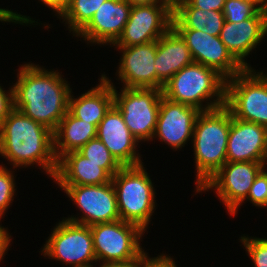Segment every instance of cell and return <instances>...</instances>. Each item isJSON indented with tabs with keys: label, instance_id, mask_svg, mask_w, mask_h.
Returning <instances> with one entry per match:
<instances>
[{
	"label": "cell",
	"instance_id": "1",
	"mask_svg": "<svg viewBox=\"0 0 267 267\" xmlns=\"http://www.w3.org/2000/svg\"><path fill=\"white\" fill-rule=\"evenodd\" d=\"M12 86L14 108L32 120L55 131L68 112L71 88L59 72L25 64Z\"/></svg>",
	"mask_w": 267,
	"mask_h": 267
},
{
	"label": "cell",
	"instance_id": "2",
	"mask_svg": "<svg viewBox=\"0 0 267 267\" xmlns=\"http://www.w3.org/2000/svg\"><path fill=\"white\" fill-rule=\"evenodd\" d=\"M0 155L13 167L38 164L51 178L57 170L53 132L14 109L0 127Z\"/></svg>",
	"mask_w": 267,
	"mask_h": 267
},
{
	"label": "cell",
	"instance_id": "3",
	"mask_svg": "<svg viewBox=\"0 0 267 267\" xmlns=\"http://www.w3.org/2000/svg\"><path fill=\"white\" fill-rule=\"evenodd\" d=\"M231 120L232 113L226 106L201 111L196 119L192 143L197 171V193L227 162Z\"/></svg>",
	"mask_w": 267,
	"mask_h": 267
},
{
	"label": "cell",
	"instance_id": "4",
	"mask_svg": "<svg viewBox=\"0 0 267 267\" xmlns=\"http://www.w3.org/2000/svg\"><path fill=\"white\" fill-rule=\"evenodd\" d=\"M226 79L216 70L192 62L174 74L162 89L163 96L171 101L210 111L225 106ZM216 97V100L213 97ZM205 107V100L209 101Z\"/></svg>",
	"mask_w": 267,
	"mask_h": 267
},
{
	"label": "cell",
	"instance_id": "5",
	"mask_svg": "<svg viewBox=\"0 0 267 267\" xmlns=\"http://www.w3.org/2000/svg\"><path fill=\"white\" fill-rule=\"evenodd\" d=\"M120 219L144 231L155 209V192L143 164L122 167L113 177Z\"/></svg>",
	"mask_w": 267,
	"mask_h": 267
},
{
	"label": "cell",
	"instance_id": "6",
	"mask_svg": "<svg viewBox=\"0 0 267 267\" xmlns=\"http://www.w3.org/2000/svg\"><path fill=\"white\" fill-rule=\"evenodd\" d=\"M96 260L105 264H128L146 253L140 246L144 230L121 219L90 226Z\"/></svg>",
	"mask_w": 267,
	"mask_h": 267
},
{
	"label": "cell",
	"instance_id": "7",
	"mask_svg": "<svg viewBox=\"0 0 267 267\" xmlns=\"http://www.w3.org/2000/svg\"><path fill=\"white\" fill-rule=\"evenodd\" d=\"M225 106L235 118L267 128V74L251 68L228 79Z\"/></svg>",
	"mask_w": 267,
	"mask_h": 267
},
{
	"label": "cell",
	"instance_id": "8",
	"mask_svg": "<svg viewBox=\"0 0 267 267\" xmlns=\"http://www.w3.org/2000/svg\"><path fill=\"white\" fill-rule=\"evenodd\" d=\"M113 86L114 105L121 112L129 131L138 141L154 138L162 90Z\"/></svg>",
	"mask_w": 267,
	"mask_h": 267
},
{
	"label": "cell",
	"instance_id": "9",
	"mask_svg": "<svg viewBox=\"0 0 267 267\" xmlns=\"http://www.w3.org/2000/svg\"><path fill=\"white\" fill-rule=\"evenodd\" d=\"M42 250L52 257L74 267H93L96 260L91 229L87 225L62 220L53 229Z\"/></svg>",
	"mask_w": 267,
	"mask_h": 267
},
{
	"label": "cell",
	"instance_id": "10",
	"mask_svg": "<svg viewBox=\"0 0 267 267\" xmlns=\"http://www.w3.org/2000/svg\"><path fill=\"white\" fill-rule=\"evenodd\" d=\"M172 17L173 8L167 2L133 5L122 35L114 45L129 47L157 41L172 27Z\"/></svg>",
	"mask_w": 267,
	"mask_h": 267
},
{
	"label": "cell",
	"instance_id": "11",
	"mask_svg": "<svg viewBox=\"0 0 267 267\" xmlns=\"http://www.w3.org/2000/svg\"><path fill=\"white\" fill-rule=\"evenodd\" d=\"M263 168L265 165L260 162H226L198 192L215 188L228 212L235 215Z\"/></svg>",
	"mask_w": 267,
	"mask_h": 267
},
{
	"label": "cell",
	"instance_id": "12",
	"mask_svg": "<svg viewBox=\"0 0 267 267\" xmlns=\"http://www.w3.org/2000/svg\"><path fill=\"white\" fill-rule=\"evenodd\" d=\"M84 214L66 220L92 226L120 219L112 181L102 185H59Z\"/></svg>",
	"mask_w": 267,
	"mask_h": 267
},
{
	"label": "cell",
	"instance_id": "13",
	"mask_svg": "<svg viewBox=\"0 0 267 267\" xmlns=\"http://www.w3.org/2000/svg\"><path fill=\"white\" fill-rule=\"evenodd\" d=\"M174 30L185 41L193 62L216 70L226 80L245 69L232 57L219 36L195 29Z\"/></svg>",
	"mask_w": 267,
	"mask_h": 267
},
{
	"label": "cell",
	"instance_id": "14",
	"mask_svg": "<svg viewBox=\"0 0 267 267\" xmlns=\"http://www.w3.org/2000/svg\"><path fill=\"white\" fill-rule=\"evenodd\" d=\"M200 112L193 106L171 101L162 95L154 136L173 149L184 147L186 141L193 137Z\"/></svg>",
	"mask_w": 267,
	"mask_h": 267
},
{
	"label": "cell",
	"instance_id": "15",
	"mask_svg": "<svg viewBox=\"0 0 267 267\" xmlns=\"http://www.w3.org/2000/svg\"><path fill=\"white\" fill-rule=\"evenodd\" d=\"M227 162H260L267 166V128L232 115Z\"/></svg>",
	"mask_w": 267,
	"mask_h": 267
},
{
	"label": "cell",
	"instance_id": "16",
	"mask_svg": "<svg viewBox=\"0 0 267 267\" xmlns=\"http://www.w3.org/2000/svg\"><path fill=\"white\" fill-rule=\"evenodd\" d=\"M118 48L123 55L117 72L124 87L157 89V75L154 67L157 41Z\"/></svg>",
	"mask_w": 267,
	"mask_h": 267
},
{
	"label": "cell",
	"instance_id": "17",
	"mask_svg": "<svg viewBox=\"0 0 267 267\" xmlns=\"http://www.w3.org/2000/svg\"><path fill=\"white\" fill-rule=\"evenodd\" d=\"M131 7L126 0H106L77 36L90 43L114 45L122 35Z\"/></svg>",
	"mask_w": 267,
	"mask_h": 267
},
{
	"label": "cell",
	"instance_id": "18",
	"mask_svg": "<svg viewBox=\"0 0 267 267\" xmlns=\"http://www.w3.org/2000/svg\"><path fill=\"white\" fill-rule=\"evenodd\" d=\"M97 138L122 167L142 164L139 154L136 153L139 141L129 131L121 112L114 104L98 125Z\"/></svg>",
	"mask_w": 267,
	"mask_h": 267
},
{
	"label": "cell",
	"instance_id": "19",
	"mask_svg": "<svg viewBox=\"0 0 267 267\" xmlns=\"http://www.w3.org/2000/svg\"><path fill=\"white\" fill-rule=\"evenodd\" d=\"M267 35V17H251L241 22L225 21L219 38L232 57L245 69H251L244 58Z\"/></svg>",
	"mask_w": 267,
	"mask_h": 267
},
{
	"label": "cell",
	"instance_id": "20",
	"mask_svg": "<svg viewBox=\"0 0 267 267\" xmlns=\"http://www.w3.org/2000/svg\"><path fill=\"white\" fill-rule=\"evenodd\" d=\"M192 62L193 59L185 41L171 27L157 40L154 65L157 75V89L162 90L174 74Z\"/></svg>",
	"mask_w": 267,
	"mask_h": 267
},
{
	"label": "cell",
	"instance_id": "21",
	"mask_svg": "<svg viewBox=\"0 0 267 267\" xmlns=\"http://www.w3.org/2000/svg\"><path fill=\"white\" fill-rule=\"evenodd\" d=\"M53 179L58 185H102L112 181L102 164L91 162L78 151L66 153L57 160Z\"/></svg>",
	"mask_w": 267,
	"mask_h": 267
},
{
	"label": "cell",
	"instance_id": "22",
	"mask_svg": "<svg viewBox=\"0 0 267 267\" xmlns=\"http://www.w3.org/2000/svg\"><path fill=\"white\" fill-rule=\"evenodd\" d=\"M108 79L102 74L100 84L78 99L70 94L68 112L98 127L106 112L114 104L113 84Z\"/></svg>",
	"mask_w": 267,
	"mask_h": 267
},
{
	"label": "cell",
	"instance_id": "23",
	"mask_svg": "<svg viewBox=\"0 0 267 267\" xmlns=\"http://www.w3.org/2000/svg\"><path fill=\"white\" fill-rule=\"evenodd\" d=\"M97 137V127L72 116L69 112L61 119L53 132V148L56 159L62 155L78 151L89 140Z\"/></svg>",
	"mask_w": 267,
	"mask_h": 267
},
{
	"label": "cell",
	"instance_id": "24",
	"mask_svg": "<svg viewBox=\"0 0 267 267\" xmlns=\"http://www.w3.org/2000/svg\"><path fill=\"white\" fill-rule=\"evenodd\" d=\"M224 22L223 11L196 8L187 0L179 2L173 8V29H195L212 36H219Z\"/></svg>",
	"mask_w": 267,
	"mask_h": 267
},
{
	"label": "cell",
	"instance_id": "25",
	"mask_svg": "<svg viewBox=\"0 0 267 267\" xmlns=\"http://www.w3.org/2000/svg\"><path fill=\"white\" fill-rule=\"evenodd\" d=\"M106 0H69L60 16L68 24L70 32L78 33Z\"/></svg>",
	"mask_w": 267,
	"mask_h": 267
},
{
	"label": "cell",
	"instance_id": "26",
	"mask_svg": "<svg viewBox=\"0 0 267 267\" xmlns=\"http://www.w3.org/2000/svg\"><path fill=\"white\" fill-rule=\"evenodd\" d=\"M78 152L91 162L102 164V168L113 177L122 166L111 155L108 148L97 137L89 140Z\"/></svg>",
	"mask_w": 267,
	"mask_h": 267
},
{
	"label": "cell",
	"instance_id": "27",
	"mask_svg": "<svg viewBox=\"0 0 267 267\" xmlns=\"http://www.w3.org/2000/svg\"><path fill=\"white\" fill-rule=\"evenodd\" d=\"M225 21L241 22L251 17H267V9L256 2L246 0H226L223 8Z\"/></svg>",
	"mask_w": 267,
	"mask_h": 267
},
{
	"label": "cell",
	"instance_id": "28",
	"mask_svg": "<svg viewBox=\"0 0 267 267\" xmlns=\"http://www.w3.org/2000/svg\"><path fill=\"white\" fill-rule=\"evenodd\" d=\"M11 172L5 166L0 165V218L4 216L15 195L14 176Z\"/></svg>",
	"mask_w": 267,
	"mask_h": 267
},
{
	"label": "cell",
	"instance_id": "29",
	"mask_svg": "<svg viewBox=\"0 0 267 267\" xmlns=\"http://www.w3.org/2000/svg\"><path fill=\"white\" fill-rule=\"evenodd\" d=\"M240 240L254 263V267H267V239L243 236Z\"/></svg>",
	"mask_w": 267,
	"mask_h": 267
},
{
	"label": "cell",
	"instance_id": "30",
	"mask_svg": "<svg viewBox=\"0 0 267 267\" xmlns=\"http://www.w3.org/2000/svg\"><path fill=\"white\" fill-rule=\"evenodd\" d=\"M263 168L256 176L247 199L250 200L257 207H267V172Z\"/></svg>",
	"mask_w": 267,
	"mask_h": 267
},
{
	"label": "cell",
	"instance_id": "31",
	"mask_svg": "<svg viewBox=\"0 0 267 267\" xmlns=\"http://www.w3.org/2000/svg\"><path fill=\"white\" fill-rule=\"evenodd\" d=\"M14 109L13 87L9 90V92H5V90H3L0 86V127L3 124V121Z\"/></svg>",
	"mask_w": 267,
	"mask_h": 267
},
{
	"label": "cell",
	"instance_id": "32",
	"mask_svg": "<svg viewBox=\"0 0 267 267\" xmlns=\"http://www.w3.org/2000/svg\"><path fill=\"white\" fill-rule=\"evenodd\" d=\"M193 7L203 10L223 11L226 0H187Z\"/></svg>",
	"mask_w": 267,
	"mask_h": 267
},
{
	"label": "cell",
	"instance_id": "33",
	"mask_svg": "<svg viewBox=\"0 0 267 267\" xmlns=\"http://www.w3.org/2000/svg\"><path fill=\"white\" fill-rule=\"evenodd\" d=\"M144 267H177L173 259L166 255H159V257L149 258L147 254L144 255Z\"/></svg>",
	"mask_w": 267,
	"mask_h": 267
},
{
	"label": "cell",
	"instance_id": "34",
	"mask_svg": "<svg viewBox=\"0 0 267 267\" xmlns=\"http://www.w3.org/2000/svg\"><path fill=\"white\" fill-rule=\"evenodd\" d=\"M0 21H4V22H15V23H20L23 25V23H35L34 20H31V18L26 17V16H22L20 15V13H15L12 12L8 9H2L0 8Z\"/></svg>",
	"mask_w": 267,
	"mask_h": 267
},
{
	"label": "cell",
	"instance_id": "35",
	"mask_svg": "<svg viewBox=\"0 0 267 267\" xmlns=\"http://www.w3.org/2000/svg\"><path fill=\"white\" fill-rule=\"evenodd\" d=\"M11 236H9L7 230L0 226V260L3 259L8 246H10ZM1 262V261H0Z\"/></svg>",
	"mask_w": 267,
	"mask_h": 267
},
{
	"label": "cell",
	"instance_id": "36",
	"mask_svg": "<svg viewBox=\"0 0 267 267\" xmlns=\"http://www.w3.org/2000/svg\"><path fill=\"white\" fill-rule=\"evenodd\" d=\"M69 0H41L43 4L47 5L49 8H52L57 12L58 16L66 8Z\"/></svg>",
	"mask_w": 267,
	"mask_h": 267
},
{
	"label": "cell",
	"instance_id": "37",
	"mask_svg": "<svg viewBox=\"0 0 267 267\" xmlns=\"http://www.w3.org/2000/svg\"><path fill=\"white\" fill-rule=\"evenodd\" d=\"M101 267H144V256L132 263L128 264H105V265H100Z\"/></svg>",
	"mask_w": 267,
	"mask_h": 267
},
{
	"label": "cell",
	"instance_id": "38",
	"mask_svg": "<svg viewBox=\"0 0 267 267\" xmlns=\"http://www.w3.org/2000/svg\"><path fill=\"white\" fill-rule=\"evenodd\" d=\"M126 1H128L132 6L142 5V4H151L154 2H166V0H126Z\"/></svg>",
	"mask_w": 267,
	"mask_h": 267
},
{
	"label": "cell",
	"instance_id": "39",
	"mask_svg": "<svg viewBox=\"0 0 267 267\" xmlns=\"http://www.w3.org/2000/svg\"><path fill=\"white\" fill-rule=\"evenodd\" d=\"M256 2L262 9H267V0H246Z\"/></svg>",
	"mask_w": 267,
	"mask_h": 267
},
{
	"label": "cell",
	"instance_id": "40",
	"mask_svg": "<svg viewBox=\"0 0 267 267\" xmlns=\"http://www.w3.org/2000/svg\"><path fill=\"white\" fill-rule=\"evenodd\" d=\"M184 1V0H166V2L174 8L179 2Z\"/></svg>",
	"mask_w": 267,
	"mask_h": 267
}]
</instances>
